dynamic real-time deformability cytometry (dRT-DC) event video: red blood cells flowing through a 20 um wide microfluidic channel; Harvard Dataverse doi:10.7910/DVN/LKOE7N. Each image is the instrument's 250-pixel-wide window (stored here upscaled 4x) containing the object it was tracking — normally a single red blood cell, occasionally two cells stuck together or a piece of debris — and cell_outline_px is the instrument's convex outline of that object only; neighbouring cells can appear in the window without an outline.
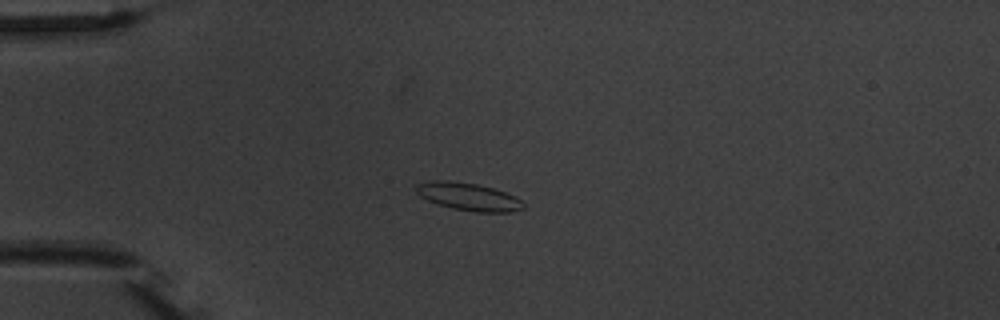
{"species": "common noctule bat (a hibernating species)", "species_latin": "Nyctalus noctula", "temperature_condition": "warm", "stored_images_in_passage": 4, "camera_frame_rate_fps": 3000, "um_per_image_px": 0.085, "animal": {"sex": "male", "body_mass_g": 20.1, "forearm_length_mm": 53.5}, "frame": {"image": 1, "passage_image": 3, "time_ms": 2.333, "image_size_px": [1000, 320], "cell_outline_px": [[524, 208], [512, 212], [476, 212], [452, 208], [428, 200], [420, 196], [416, 192], [416, 184], [436, 180], [444, 180], [476, 184], [492, 188], [516, 196], [524, 204]], "centroid_in_image_um": [39.84, 16.72], "position_along_channel_um": 45.2, "area_um2": 17.05}}